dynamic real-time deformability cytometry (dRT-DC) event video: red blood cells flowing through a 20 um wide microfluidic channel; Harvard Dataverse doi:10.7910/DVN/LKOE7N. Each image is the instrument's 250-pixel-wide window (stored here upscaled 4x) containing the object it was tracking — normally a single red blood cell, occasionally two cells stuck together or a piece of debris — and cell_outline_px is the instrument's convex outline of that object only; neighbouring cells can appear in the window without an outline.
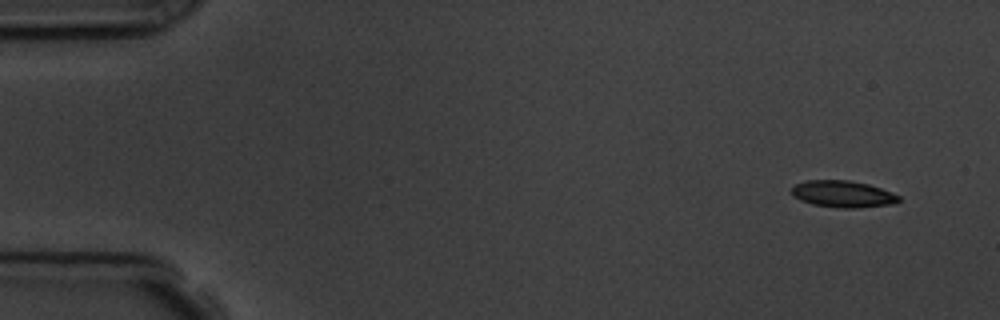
{"species": "common noctule bat (a hibernating species)", "species_latin": "Nyctalus noctula", "temperature_condition": "room temperature", "stored_images_in_passage": 5, "camera_frame_rate_fps": 3000, "um_per_image_px": 0.085, "animal": {"sex": "male", "body_mass_g": 19.5, "forearm_length_mm": 54.6}, "frame": {"image": 1, "passage_image": 1, "time_ms": 0.0, "image_size_px": [1000, 320], "cell_outline_px": [[900, 200], [896, 204], [856, 208], [840, 208], [812, 204], [800, 200], [792, 196], [792, 188], [796, 184], [808, 180], [848, 180], [868, 184], [892, 192], [900, 196]], "centroid_in_image_um": [71.67, 16.5], "position_along_channel_um": 13.3, "area_um2": 16.76}}